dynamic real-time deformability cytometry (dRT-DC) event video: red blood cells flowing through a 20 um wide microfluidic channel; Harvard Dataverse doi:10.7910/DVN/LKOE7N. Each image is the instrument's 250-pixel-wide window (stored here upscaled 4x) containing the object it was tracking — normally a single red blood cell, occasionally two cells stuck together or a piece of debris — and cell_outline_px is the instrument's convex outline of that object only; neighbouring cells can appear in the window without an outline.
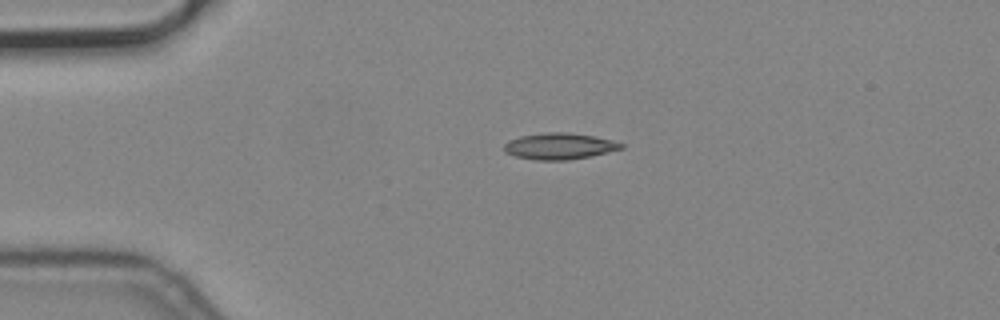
{"species": "common noctule bat (a hibernating species)", "species_latin": "Nyctalus noctula", "temperature_condition": "cold", "stored_images_in_passage": 2, "camera_frame_rate_fps": 3000, "um_per_image_px": 0.085, "animal": {"sex": "male", "body_mass_g": 19.2, "forearm_length_mm": 51.8}, "frame": {"image": 1, "passage_image": 1, "time_ms": 0.0, "image_size_px": [1000, 320], "cell_outline_px": [[624, 148], [592, 156], [568, 160], [536, 160], [516, 156], [504, 152], [504, 144], [508, 140], [520, 136], [544, 132], [568, 132], [592, 136], [612, 140], [624, 144]], "centroid_in_image_um": [47.54, 12.42], "position_along_channel_um": 37.5, "area_um2": 18.03}}